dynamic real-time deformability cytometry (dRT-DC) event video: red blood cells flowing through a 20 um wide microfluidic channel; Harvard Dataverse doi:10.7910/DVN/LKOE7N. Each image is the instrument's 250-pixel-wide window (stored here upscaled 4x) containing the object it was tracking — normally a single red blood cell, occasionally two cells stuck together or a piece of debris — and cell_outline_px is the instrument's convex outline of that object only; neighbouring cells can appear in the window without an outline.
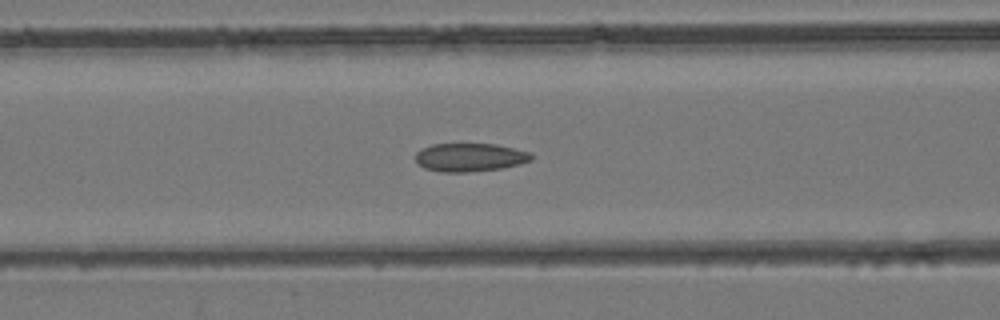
{"species": "common noctule bat (a hibernating species)", "species_latin": "Nyctalus noctula", "temperature_condition": "room temperature", "stored_images_in_passage": 44, "camera_frame_rate_fps": 3000, "um_per_image_px": 0.085, "animal": {"sex": "female", "body_mass_g": 24.6, "forearm_length_mm": 56.2}, "frame": {"image": 1, "passage_image": 18, "time_ms": 5.667, "image_size_px": [1000, 320], "cell_outline_px": [[532, 160], [520, 164], [500, 168], [468, 172], [440, 172], [424, 168], [416, 160], [416, 152], [420, 148], [432, 144], [496, 144], [528, 152], [532, 156]], "centroid_in_image_um": [39.9, 13.37], "position_along_channel_um": 126.7, "area_um2": 19.02}}
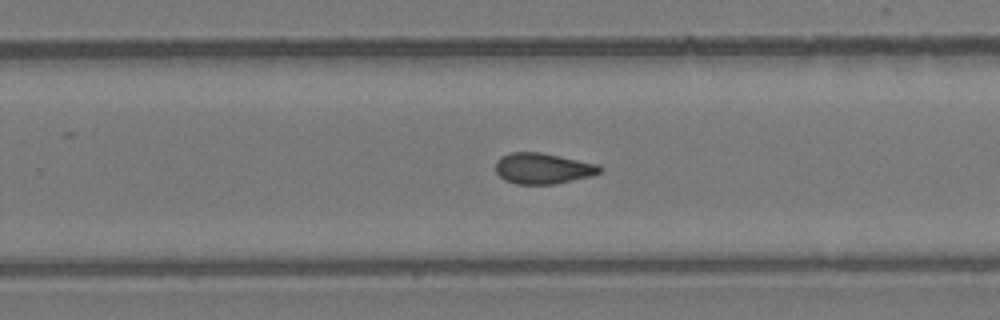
{"frame": {"image": 2, "passage_image": 28, "time_ms": 9.0, "image_size_px": [1000, 320], "cell_outline_px": [[604, 168], [600, 172], [592, 176], [556, 184], [516, 184], [504, 180], [496, 172], [496, 160], [500, 156], [512, 152], [540, 152], [600, 164]], "centroid_in_image_um": [46.17, 14.32], "position_along_channel_um": 283.6, "area_um2": 18.96}}
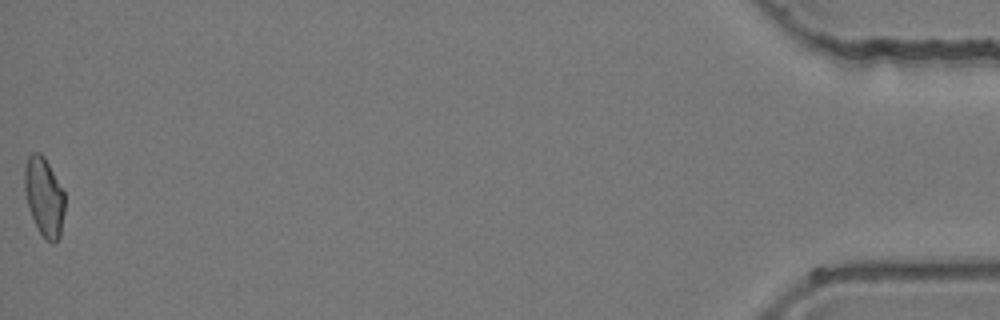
{"frame": {"image": 3, "passage_image": 44, "time_ms": 14.333, "image_size_px": [1000, 320], "cell_outline_px": [[64, 212], [60, 236], [52, 244], [40, 232], [28, 208], [24, 188], [24, 168], [28, 156], [32, 152], [40, 152], [44, 156], [64, 192]], "centroid_in_image_um": [3.74, 16.69], "position_along_channel_um": 431.5, "area_um2": 18.26}}